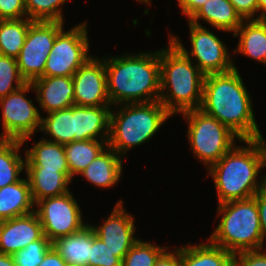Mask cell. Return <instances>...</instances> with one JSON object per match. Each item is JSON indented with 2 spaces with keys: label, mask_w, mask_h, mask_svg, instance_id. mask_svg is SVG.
I'll return each instance as SVG.
<instances>
[{
  "label": "cell",
  "mask_w": 266,
  "mask_h": 266,
  "mask_svg": "<svg viewBox=\"0 0 266 266\" xmlns=\"http://www.w3.org/2000/svg\"><path fill=\"white\" fill-rule=\"evenodd\" d=\"M22 145L20 140L0 139V188L21 179L19 174L26 169V159L18 153Z\"/></svg>",
  "instance_id": "obj_27"
},
{
  "label": "cell",
  "mask_w": 266,
  "mask_h": 266,
  "mask_svg": "<svg viewBox=\"0 0 266 266\" xmlns=\"http://www.w3.org/2000/svg\"><path fill=\"white\" fill-rule=\"evenodd\" d=\"M258 12L261 14L258 17H255L254 19H261V17L265 14V12H266V0H258Z\"/></svg>",
  "instance_id": "obj_44"
},
{
  "label": "cell",
  "mask_w": 266,
  "mask_h": 266,
  "mask_svg": "<svg viewBox=\"0 0 266 266\" xmlns=\"http://www.w3.org/2000/svg\"><path fill=\"white\" fill-rule=\"evenodd\" d=\"M39 266H67V263L54 247L51 246Z\"/></svg>",
  "instance_id": "obj_41"
},
{
  "label": "cell",
  "mask_w": 266,
  "mask_h": 266,
  "mask_svg": "<svg viewBox=\"0 0 266 266\" xmlns=\"http://www.w3.org/2000/svg\"><path fill=\"white\" fill-rule=\"evenodd\" d=\"M252 107L236 66L228 72L205 75L200 109L226 125L239 141L254 139L260 134Z\"/></svg>",
  "instance_id": "obj_1"
},
{
  "label": "cell",
  "mask_w": 266,
  "mask_h": 266,
  "mask_svg": "<svg viewBox=\"0 0 266 266\" xmlns=\"http://www.w3.org/2000/svg\"><path fill=\"white\" fill-rule=\"evenodd\" d=\"M263 138L264 137L260 133L252 140L257 144V147L259 149L261 156V166L262 168H266V144ZM262 180L266 184V175L262 177Z\"/></svg>",
  "instance_id": "obj_42"
},
{
  "label": "cell",
  "mask_w": 266,
  "mask_h": 266,
  "mask_svg": "<svg viewBox=\"0 0 266 266\" xmlns=\"http://www.w3.org/2000/svg\"><path fill=\"white\" fill-rule=\"evenodd\" d=\"M238 35L239 42L234 52L266 65V23L262 19L244 20L233 33L234 37Z\"/></svg>",
  "instance_id": "obj_22"
},
{
  "label": "cell",
  "mask_w": 266,
  "mask_h": 266,
  "mask_svg": "<svg viewBox=\"0 0 266 266\" xmlns=\"http://www.w3.org/2000/svg\"><path fill=\"white\" fill-rule=\"evenodd\" d=\"M190 42L189 51L181 44L177 36L169 34V39L190 59L194 57L196 65L205 74L224 73L234 68V62L225 44L215 34L203 27L188 21ZM192 57V58H191Z\"/></svg>",
  "instance_id": "obj_12"
},
{
  "label": "cell",
  "mask_w": 266,
  "mask_h": 266,
  "mask_svg": "<svg viewBox=\"0 0 266 266\" xmlns=\"http://www.w3.org/2000/svg\"><path fill=\"white\" fill-rule=\"evenodd\" d=\"M95 235L114 252L122 261L130 248L139 240L134 237L136 232L134 217L123 208V201L119 200L103 225L93 226Z\"/></svg>",
  "instance_id": "obj_14"
},
{
  "label": "cell",
  "mask_w": 266,
  "mask_h": 266,
  "mask_svg": "<svg viewBox=\"0 0 266 266\" xmlns=\"http://www.w3.org/2000/svg\"><path fill=\"white\" fill-rule=\"evenodd\" d=\"M108 140H77L64 145L70 176L80 174L107 146Z\"/></svg>",
  "instance_id": "obj_26"
},
{
  "label": "cell",
  "mask_w": 266,
  "mask_h": 266,
  "mask_svg": "<svg viewBox=\"0 0 266 266\" xmlns=\"http://www.w3.org/2000/svg\"><path fill=\"white\" fill-rule=\"evenodd\" d=\"M166 249L155 261L154 266H180V248L175 251Z\"/></svg>",
  "instance_id": "obj_39"
},
{
  "label": "cell",
  "mask_w": 266,
  "mask_h": 266,
  "mask_svg": "<svg viewBox=\"0 0 266 266\" xmlns=\"http://www.w3.org/2000/svg\"><path fill=\"white\" fill-rule=\"evenodd\" d=\"M122 158L107 146L80 174L96 187H112L121 178Z\"/></svg>",
  "instance_id": "obj_19"
},
{
  "label": "cell",
  "mask_w": 266,
  "mask_h": 266,
  "mask_svg": "<svg viewBox=\"0 0 266 266\" xmlns=\"http://www.w3.org/2000/svg\"><path fill=\"white\" fill-rule=\"evenodd\" d=\"M86 22L57 34L46 61L44 76H73L90 58Z\"/></svg>",
  "instance_id": "obj_9"
},
{
  "label": "cell",
  "mask_w": 266,
  "mask_h": 266,
  "mask_svg": "<svg viewBox=\"0 0 266 266\" xmlns=\"http://www.w3.org/2000/svg\"><path fill=\"white\" fill-rule=\"evenodd\" d=\"M25 0H0V20L26 18Z\"/></svg>",
  "instance_id": "obj_35"
},
{
  "label": "cell",
  "mask_w": 266,
  "mask_h": 266,
  "mask_svg": "<svg viewBox=\"0 0 266 266\" xmlns=\"http://www.w3.org/2000/svg\"><path fill=\"white\" fill-rule=\"evenodd\" d=\"M170 39L160 49V103L171 115L200 109L205 74Z\"/></svg>",
  "instance_id": "obj_3"
},
{
  "label": "cell",
  "mask_w": 266,
  "mask_h": 266,
  "mask_svg": "<svg viewBox=\"0 0 266 266\" xmlns=\"http://www.w3.org/2000/svg\"><path fill=\"white\" fill-rule=\"evenodd\" d=\"M259 210L260 226L264 240L266 238V184L253 196Z\"/></svg>",
  "instance_id": "obj_38"
},
{
  "label": "cell",
  "mask_w": 266,
  "mask_h": 266,
  "mask_svg": "<svg viewBox=\"0 0 266 266\" xmlns=\"http://www.w3.org/2000/svg\"><path fill=\"white\" fill-rule=\"evenodd\" d=\"M209 243L182 246L180 266H233V254L218 245Z\"/></svg>",
  "instance_id": "obj_25"
},
{
  "label": "cell",
  "mask_w": 266,
  "mask_h": 266,
  "mask_svg": "<svg viewBox=\"0 0 266 266\" xmlns=\"http://www.w3.org/2000/svg\"><path fill=\"white\" fill-rule=\"evenodd\" d=\"M67 0H25L27 18L32 21L64 22L61 6Z\"/></svg>",
  "instance_id": "obj_31"
},
{
  "label": "cell",
  "mask_w": 266,
  "mask_h": 266,
  "mask_svg": "<svg viewBox=\"0 0 266 266\" xmlns=\"http://www.w3.org/2000/svg\"><path fill=\"white\" fill-rule=\"evenodd\" d=\"M138 2L147 3V5H150L151 0H137Z\"/></svg>",
  "instance_id": "obj_45"
},
{
  "label": "cell",
  "mask_w": 266,
  "mask_h": 266,
  "mask_svg": "<svg viewBox=\"0 0 266 266\" xmlns=\"http://www.w3.org/2000/svg\"><path fill=\"white\" fill-rule=\"evenodd\" d=\"M110 106H76L74 105V141L109 140ZM102 133V135H101Z\"/></svg>",
  "instance_id": "obj_17"
},
{
  "label": "cell",
  "mask_w": 266,
  "mask_h": 266,
  "mask_svg": "<svg viewBox=\"0 0 266 266\" xmlns=\"http://www.w3.org/2000/svg\"><path fill=\"white\" fill-rule=\"evenodd\" d=\"M51 246L52 242L43 235L39 240L29 243L12 255L15 266H39Z\"/></svg>",
  "instance_id": "obj_33"
},
{
  "label": "cell",
  "mask_w": 266,
  "mask_h": 266,
  "mask_svg": "<svg viewBox=\"0 0 266 266\" xmlns=\"http://www.w3.org/2000/svg\"><path fill=\"white\" fill-rule=\"evenodd\" d=\"M244 20L254 19L258 12V0H229Z\"/></svg>",
  "instance_id": "obj_37"
},
{
  "label": "cell",
  "mask_w": 266,
  "mask_h": 266,
  "mask_svg": "<svg viewBox=\"0 0 266 266\" xmlns=\"http://www.w3.org/2000/svg\"><path fill=\"white\" fill-rule=\"evenodd\" d=\"M32 22L27 17L0 20V55L18 57Z\"/></svg>",
  "instance_id": "obj_29"
},
{
  "label": "cell",
  "mask_w": 266,
  "mask_h": 266,
  "mask_svg": "<svg viewBox=\"0 0 266 266\" xmlns=\"http://www.w3.org/2000/svg\"><path fill=\"white\" fill-rule=\"evenodd\" d=\"M218 205L217 215L222 217L208 240L233 255L263 248L265 241L254 197Z\"/></svg>",
  "instance_id": "obj_5"
},
{
  "label": "cell",
  "mask_w": 266,
  "mask_h": 266,
  "mask_svg": "<svg viewBox=\"0 0 266 266\" xmlns=\"http://www.w3.org/2000/svg\"><path fill=\"white\" fill-rule=\"evenodd\" d=\"M264 250L243 251L234 254L233 266H266V253Z\"/></svg>",
  "instance_id": "obj_36"
},
{
  "label": "cell",
  "mask_w": 266,
  "mask_h": 266,
  "mask_svg": "<svg viewBox=\"0 0 266 266\" xmlns=\"http://www.w3.org/2000/svg\"><path fill=\"white\" fill-rule=\"evenodd\" d=\"M76 106H111L107 91L105 58L90 57L72 76Z\"/></svg>",
  "instance_id": "obj_13"
},
{
  "label": "cell",
  "mask_w": 266,
  "mask_h": 266,
  "mask_svg": "<svg viewBox=\"0 0 266 266\" xmlns=\"http://www.w3.org/2000/svg\"><path fill=\"white\" fill-rule=\"evenodd\" d=\"M25 171L35 204L42 199L70 192L68 188V184L72 182L70 172L44 170V168H26Z\"/></svg>",
  "instance_id": "obj_18"
},
{
  "label": "cell",
  "mask_w": 266,
  "mask_h": 266,
  "mask_svg": "<svg viewBox=\"0 0 266 266\" xmlns=\"http://www.w3.org/2000/svg\"><path fill=\"white\" fill-rule=\"evenodd\" d=\"M182 14L188 17V20L202 7L208 0H177Z\"/></svg>",
  "instance_id": "obj_40"
},
{
  "label": "cell",
  "mask_w": 266,
  "mask_h": 266,
  "mask_svg": "<svg viewBox=\"0 0 266 266\" xmlns=\"http://www.w3.org/2000/svg\"><path fill=\"white\" fill-rule=\"evenodd\" d=\"M261 19L266 23V12H265V14L261 17Z\"/></svg>",
  "instance_id": "obj_46"
},
{
  "label": "cell",
  "mask_w": 266,
  "mask_h": 266,
  "mask_svg": "<svg viewBox=\"0 0 266 266\" xmlns=\"http://www.w3.org/2000/svg\"><path fill=\"white\" fill-rule=\"evenodd\" d=\"M35 206L43 235L51 242L77 233L88 225L83 222L80 206L71 192L42 199Z\"/></svg>",
  "instance_id": "obj_11"
},
{
  "label": "cell",
  "mask_w": 266,
  "mask_h": 266,
  "mask_svg": "<svg viewBox=\"0 0 266 266\" xmlns=\"http://www.w3.org/2000/svg\"><path fill=\"white\" fill-rule=\"evenodd\" d=\"M188 120L187 136L195 157L208 167L218 162L239 137L216 118L201 109L182 113Z\"/></svg>",
  "instance_id": "obj_7"
},
{
  "label": "cell",
  "mask_w": 266,
  "mask_h": 266,
  "mask_svg": "<svg viewBox=\"0 0 266 266\" xmlns=\"http://www.w3.org/2000/svg\"><path fill=\"white\" fill-rule=\"evenodd\" d=\"M63 24L58 21H33L30 24L24 45L16 58L20 75L26 83L44 77L47 58Z\"/></svg>",
  "instance_id": "obj_8"
},
{
  "label": "cell",
  "mask_w": 266,
  "mask_h": 266,
  "mask_svg": "<svg viewBox=\"0 0 266 266\" xmlns=\"http://www.w3.org/2000/svg\"><path fill=\"white\" fill-rule=\"evenodd\" d=\"M111 105L160 99V51L105 57Z\"/></svg>",
  "instance_id": "obj_2"
},
{
  "label": "cell",
  "mask_w": 266,
  "mask_h": 266,
  "mask_svg": "<svg viewBox=\"0 0 266 266\" xmlns=\"http://www.w3.org/2000/svg\"><path fill=\"white\" fill-rule=\"evenodd\" d=\"M32 85L40 108L47 114L75 105L72 76H44L35 79Z\"/></svg>",
  "instance_id": "obj_16"
},
{
  "label": "cell",
  "mask_w": 266,
  "mask_h": 266,
  "mask_svg": "<svg viewBox=\"0 0 266 266\" xmlns=\"http://www.w3.org/2000/svg\"><path fill=\"white\" fill-rule=\"evenodd\" d=\"M198 20H204L216 29L229 33H234L244 21L229 0H208L189 19L190 22L201 25Z\"/></svg>",
  "instance_id": "obj_21"
},
{
  "label": "cell",
  "mask_w": 266,
  "mask_h": 266,
  "mask_svg": "<svg viewBox=\"0 0 266 266\" xmlns=\"http://www.w3.org/2000/svg\"><path fill=\"white\" fill-rule=\"evenodd\" d=\"M89 266H122V260L114 255V252L95 235L94 231Z\"/></svg>",
  "instance_id": "obj_34"
},
{
  "label": "cell",
  "mask_w": 266,
  "mask_h": 266,
  "mask_svg": "<svg viewBox=\"0 0 266 266\" xmlns=\"http://www.w3.org/2000/svg\"><path fill=\"white\" fill-rule=\"evenodd\" d=\"M247 146H233L218 162L208 168L218 195V204L252 198L264 185L257 177L261 156L252 139L240 140ZM258 181V182H257Z\"/></svg>",
  "instance_id": "obj_4"
},
{
  "label": "cell",
  "mask_w": 266,
  "mask_h": 266,
  "mask_svg": "<svg viewBox=\"0 0 266 266\" xmlns=\"http://www.w3.org/2000/svg\"><path fill=\"white\" fill-rule=\"evenodd\" d=\"M34 206L27 177L0 188V221L29 214Z\"/></svg>",
  "instance_id": "obj_20"
},
{
  "label": "cell",
  "mask_w": 266,
  "mask_h": 266,
  "mask_svg": "<svg viewBox=\"0 0 266 266\" xmlns=\"http://www.w3.org/2000/svg\"><path fill=\"white\" fill-rule=\"evenodd\" d=\"M42 236V225L35 211L0 221V252L13 255Z\"/></svg>",
  "instance_id": "obj_15"
},
{
  "label": "cell",
  "mask_w": 266,
  "mask_h": 266,
  "mask_svg": "<svg viewBox=\"0 0 266 266\" xmlns=\"http://www.w3.org/2000/svg\"><path fill=\"white\" fill-rule=\"evenodd\" d=\"M166 247L153 245L150 241L139 239L127 252L122 261V266H154L158 257Z\"/></svg>",
  "instance_id": "obj_30"
},
{
  "label": "cell",
  "mask_w": 266,
  "mask_h": 266,
  "mask_svg": "<svg viewBox=\"0 0 266 266\" xmlns=\"http://www.w3.org/2000/svg\"><path fill=\"white\" fill-rule=\"evenodd\" d=\"M45 132L44 134L54 139H47L59 144H67L74 141L75 125H74V105L54 111L47 114V117L41 118L40 130Z\"/></svg>",
  "instance_id": "obj_28"
},
{
  "label": "cell",
  "mask_w": 266,
  "mask_h": 266,
  "mask_svg": "<svg viewBox=\"0 0 266 266\" xmlns=\"http://www.w3.org/2000/svg\"><path fill=\"white\" fill-rule=\"evenodd\" d=\"M93 244V229L88 224L81 231L61 237L52 246L67 265L89 266L90 247Z\"/></svg>",
  "instance_id": "obj_23"
},
{
  "label": "cell",
  "mask_w": 266,
  "mask_h": 266,
  "mask_svg": "<svg viewBox=\"0 0 266 266\" xmlns=\"http://www.w3.org/2000/svg\"><path fill=\"white\" fill-rule=\"evenodd\" d=\"M0 266H15L12 255L3 254L0 252Z\"/></svg>",
  "instance_id": "obj_43"
},
{
  "label": "cell",
  "mask_w": 266,
  "mask_h": 266,
  "mask_svg": "<svg viewBox=\"0 0 266 266\" xmlns=\"http://www.w3.org/2000/svg\"><path fill=\"white\" fill-rule=\"evenodd\" d=\"M121 108L110 114L108 146L117 154H124L134 146L142 145L156 134L172 115L160 103L120 104ZM123 106V108H122Z\"/></svg>",
  "instance_id": "obj_6"
},
{
  "label": "cell",
  "mask_w": 266,
  "mask_h": 266,
  "mask_svg": "<svg viewBox=\"0 0 266 266\" xmlns=\"http://www.w3.org/2000/svg\"><path fill=\"white\" fill-rule=\"evenodd\" d=\"M29 89H34L32 83H26L0 99L4 131L0 134V139L25 143L36 130H40L42 116L32 100L26 99Z\"/></svg>",
  "instance_id": "obj_10"
},
{
  "label": "cell",
  "mask_w": 266,
  "mask_h": 266,
  "mask_svg": "<svg viewBox=\"0 0 266 266\" xmlns=\"http://www.w3.org/2000/svg\"><path fill=\"white\" fill-rule=\"evenodd\" d=\"M15 83V86L13 85ZM26 84L15 58L0 55V99Z\"/></svg>",
  "instance_id": "obj_32"
},
{
  "label": "cell",
  "mask_w": 266,
  "mask_h": 266,
  "mask_svg": "<svg viewBox=\"0 0 266 266\" xmlns=\"http://www.w3.org/2000/svg\"><path fill=\"white\" fill-rule=\"evenodd\" d=\"M26 168L70 172L63 144L41 139L25 152Z\"/></svg>",
  "instance_id": "obj_24"
}]
</instances>
